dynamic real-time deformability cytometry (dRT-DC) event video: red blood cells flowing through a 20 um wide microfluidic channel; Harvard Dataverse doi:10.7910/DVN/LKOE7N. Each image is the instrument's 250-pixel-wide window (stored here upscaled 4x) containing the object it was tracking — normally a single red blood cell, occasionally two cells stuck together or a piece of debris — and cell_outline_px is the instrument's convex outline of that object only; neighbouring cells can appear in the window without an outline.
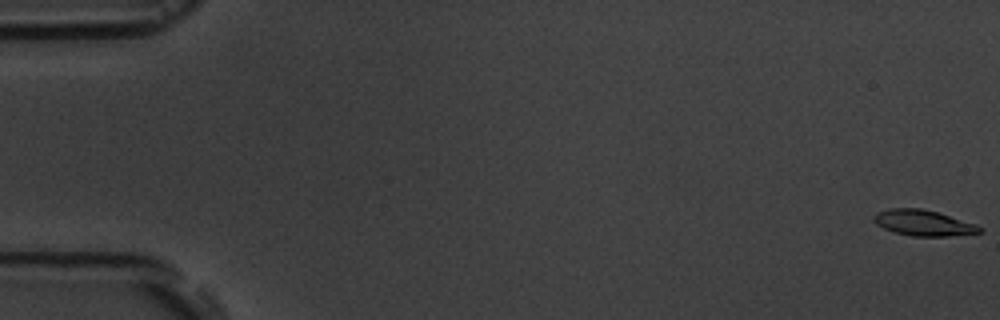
{"species": "common noctule bat (a hibernating species)", "species_latin": "Nyctalus noctula", "temperature_condition": "room temperature", "stored_images_in_passage": 8, "camera_frame_rate_fps": 3000, "um_per_image_px": 0.085, "animal": {"sex": "male", "body_mass_g": 19.5, "forearm_length_mm": 54.6}, "frame": {"image": 1, "passage_image": 1, "time_ms": 0.0, "image_size_px": [1000, 320], "cell_outline_px": [[984, 228], [980, 232], [948, 236], [912, 236], [896, 232], [884, 228], [876, 224], [872, 220], [872, 216], [876, 212], [892, 208], [920, 208], [936, 212], [976, 224]], "centroid_in_image_um": [78.45, 18.94], "position_along_channel_um": 6.6, "area_um2": 15.72}}
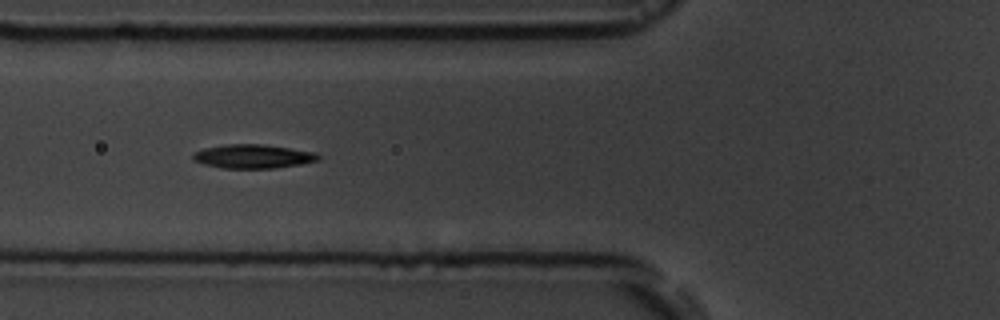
{"frame": {"image": 2, "passage_image": 7, "time_ms": 7.0, "image_size_px": [1000, 320], "cell_outline_px": [[320, 160], [300, 164], [276, 168], [220, 168], [204, 164], [192, 160], [192, 156], [196, 152], [204, 148], [228, 144], [264, 144], [316, 152], [320, 156]], "centroid_in_image_um": [21.53, 13.29], "position_along_channel_um": 104.3, "area_um2": 17.46}}
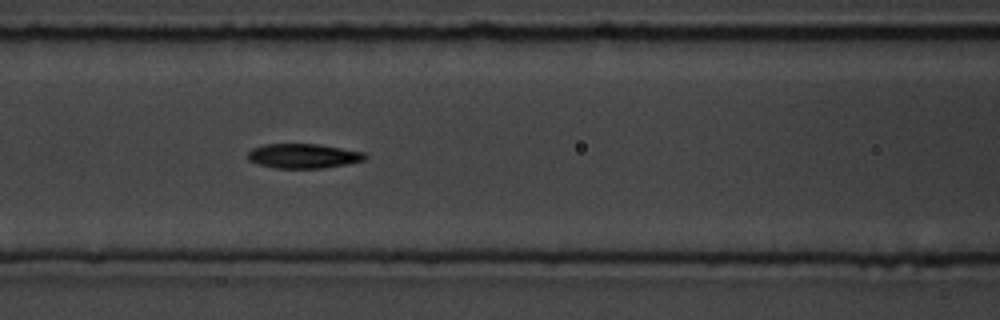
{"frame": {"image": 3, "passage_image": 8, "time_ms": 8.0, "image_size_px": [1000, 320], "cell_outline_px": [[368, 156], [364, 160], [324, 168], [276, 168], [256, 164], [248, 160], [248, 152], [252, 148], [264, 144], [320, 144], [364, 152]], "centroid_in_image_um": [25.76, 13.25], "position_along_channel_um": 140.8, "area_um2": 16.82}}